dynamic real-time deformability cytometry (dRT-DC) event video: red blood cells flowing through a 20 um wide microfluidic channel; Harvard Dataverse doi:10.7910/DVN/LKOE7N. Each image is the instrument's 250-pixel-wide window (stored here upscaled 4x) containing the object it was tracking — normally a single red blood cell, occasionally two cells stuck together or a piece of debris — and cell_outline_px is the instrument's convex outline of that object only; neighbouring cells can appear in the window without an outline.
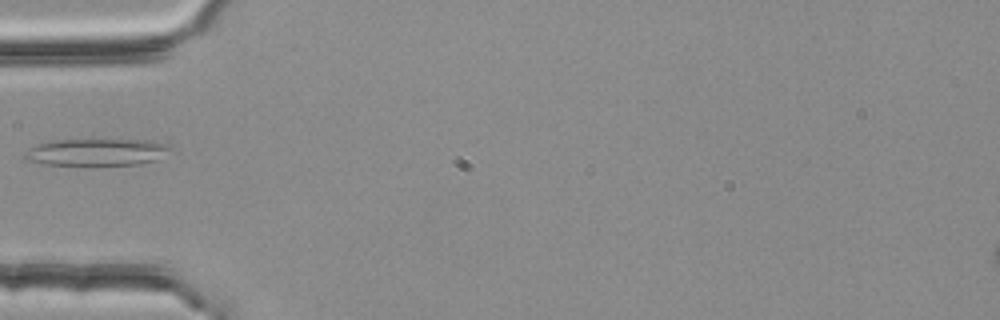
{"species": "common noctule bat (a hibernating species)", "species_latin": "Nyctalus noctula", "temperature_condition": "room temperature", "stored_images_in_passage": 5, "camera_frame_rate_fps": 3000, "um_per_image_px": 0.085, "animal": {"sex": "female", "body_mass_g": 25.1}, "frame": {"image": 1, "passage_image": 4, "time_ms": 1.0, "image_size_px": [1000, 320], "cell_outline_px": [[168, 148], [156, 160], [140, 164], [92, 168], [44, 164], [24, 160], [20, 156], [28, 148], [36, 144], [56, 140], [152, 140], [168, 144]], "centroid_in_image_um": [8.08, 12.99], "position_along_channel_um": 76.9, "area_um2": 23.93}}